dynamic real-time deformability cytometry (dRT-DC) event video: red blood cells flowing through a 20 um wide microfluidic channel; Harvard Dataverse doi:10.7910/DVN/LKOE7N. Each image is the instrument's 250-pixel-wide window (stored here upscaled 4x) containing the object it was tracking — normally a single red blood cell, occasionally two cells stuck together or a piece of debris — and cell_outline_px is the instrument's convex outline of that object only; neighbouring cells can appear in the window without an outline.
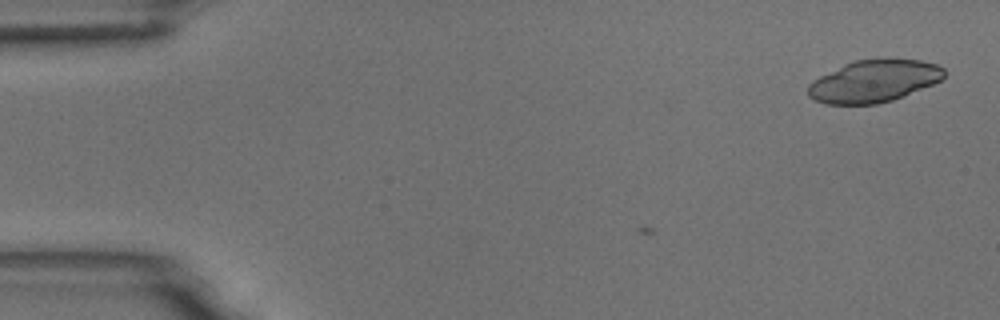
{"species": "common noctule bat (a hibernating species)", "species_latin": "Nyctalus noctula", "temperature_condition": "room temperature", "stored_images_in_passage": 8, "camera_frame_rate_fps": 3000, "um_per_image_px": 0.085, "animal": {"sex": "male", "body_mass_g": 18.8}, "frame": {"image": 1, "passage_image": 8, "time_ms": 2.333, "image_size_px": [1000, 320], "cell_outline_px": [[944, 76], [940, 80], [932, 84], [892, 100], [876, 104], [824, 104], [808, 96], [808, 84], [812, 80], [844, 64], [856, 60], [888, 56], [920, 60], [936, 64], [944, 68]], "centroid_in_image_um": [74.27, 6.86], "position_along_channel_um": 10.7, "area_um2": 33.81}}